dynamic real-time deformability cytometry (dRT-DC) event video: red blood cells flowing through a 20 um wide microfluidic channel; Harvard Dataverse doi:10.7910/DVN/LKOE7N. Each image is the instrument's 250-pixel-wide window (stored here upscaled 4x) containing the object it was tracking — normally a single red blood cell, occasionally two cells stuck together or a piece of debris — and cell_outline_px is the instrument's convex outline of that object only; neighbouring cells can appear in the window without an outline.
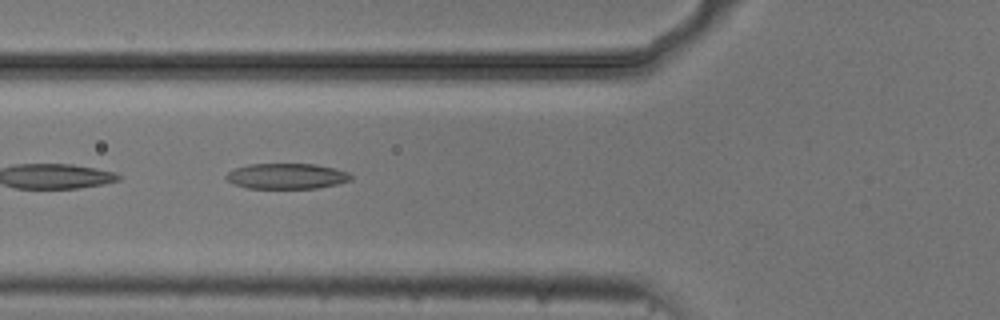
{"species": "common noctule bat (a hibernating species)", "species_latin": "Nyctalus noctula", "temperature_condition": "cold", "stored_images_in_passage": 15, "camera_frame_rate_fps": 3000, "um_per_image_px": 0.085, "animal": {"sex": "male", "body_mass_g": 20.5, "forearm_length_mm": 52.5}, "frame": {"image": 1, "passage_image": 11, "time_ms": 3.333, "image_size_px": [1000, 320], "cell_outline_px": [[352, 180], [336, 184], [316, 188], [248, 188], [232, 184], [224, 176], [228, 172], [236, 168], [248, 164], [316, 164], [336, 168], [348, 172], [352, 176]], "centroid_in_image_um": [24.37, 14.97], "position_along_channel_um": 101.4, "area_um2": 18.61}}